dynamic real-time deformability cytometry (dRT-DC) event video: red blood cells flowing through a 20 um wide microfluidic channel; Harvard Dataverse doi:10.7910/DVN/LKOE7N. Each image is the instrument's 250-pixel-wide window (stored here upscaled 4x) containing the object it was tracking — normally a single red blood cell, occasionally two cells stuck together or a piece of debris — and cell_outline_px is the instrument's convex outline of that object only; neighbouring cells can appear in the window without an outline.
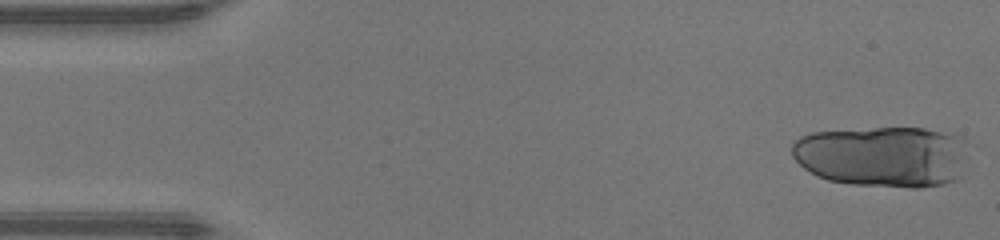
{"species": "human", "species_latin": "Homo sapiens", "temperature_condition": "warm", "stored_images_in_passage": 18, "camera_frame_rate_fps": 3000, "um_per_image_px": 0.085, "donor": {"sex": "male"}, "frame": {"image": 1, "passage_image": 1, "time_ms": 0.0, "image_size_px": [1000, 240], "cell_outline_px": [[976, 144], [960, 180], [944, 184], [920, 188], [912, 188], [852, 184], [828, 180], [816, 176], [804, 168], [792, 156], [792, 144], [800, 136], [812, 132], [876, 128], [924, 128], [956, 132], [964, 136]], "centroid_in_image_um": [75.26, 13.28], "position_along_channel_um": 9.7, "area_um2": 65.31}}